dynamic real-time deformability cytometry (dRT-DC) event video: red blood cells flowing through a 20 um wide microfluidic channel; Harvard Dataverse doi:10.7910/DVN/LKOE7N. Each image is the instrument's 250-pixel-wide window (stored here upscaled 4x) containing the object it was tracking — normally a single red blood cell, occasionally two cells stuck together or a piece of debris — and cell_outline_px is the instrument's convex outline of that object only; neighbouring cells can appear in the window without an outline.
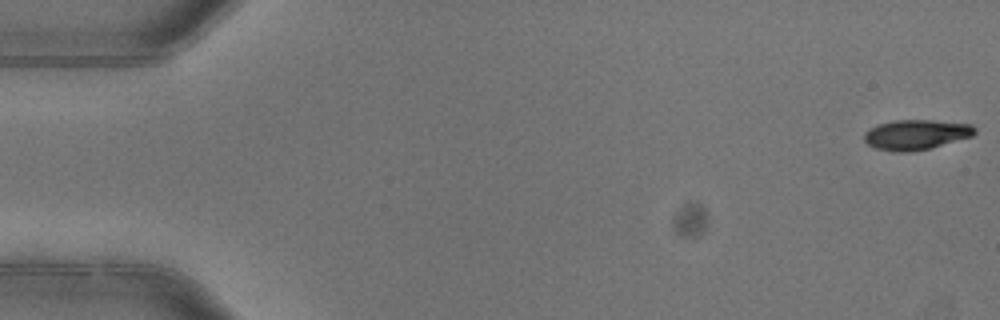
{"species": "common noctule bat (a hibernating species)", "species_latin": "Nyctalus noctula", "temperature_condition": "warm", "stored_images_in_passage": 4, "camera_frame_rate_fps": 3000, "um_per_image_px": 0.085, "animal": {"sex": "female"}, "frame": {"image": 1, "passage_image": 1, "time_ms": 0.0, "image_size_px": [1000, 320], "cell_outline_px": [[976, 132], [972, 136], [928, 148], [908, 152], [892, 152], [876, 148], [868, 144], [864, 140], [864, 132], [868, 128], [876, 124], [896, 120], [932, 120], [972, 124], [976, 128]], "centroid_in_image_um": [77.83, 11.43], "position_along_channel_um": 7.2, "area_um2": 19.36}}
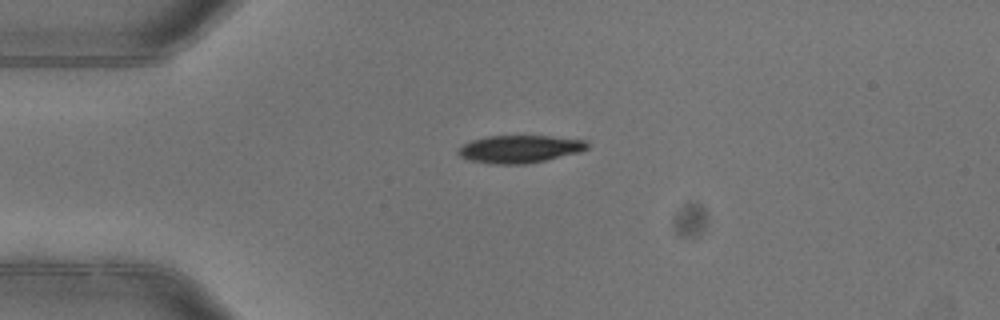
{"frame": {"image": 2, "passage_image": 4, "time_ms": 1.0, "image_size_px": [1000, 320], "cell_outline_px": [[588, 148], [580, 152], [544, 160], [524, 164], [492, 164], [472, 160], [460, 156], [456, 152], [464, 144], [472, 140], [488, 136], [548, 136], [588, 140]], "centroid_in_image_um": [44.2, 12.66], "position_along_channel_um": 40.8, "area_um2": 20.58}}